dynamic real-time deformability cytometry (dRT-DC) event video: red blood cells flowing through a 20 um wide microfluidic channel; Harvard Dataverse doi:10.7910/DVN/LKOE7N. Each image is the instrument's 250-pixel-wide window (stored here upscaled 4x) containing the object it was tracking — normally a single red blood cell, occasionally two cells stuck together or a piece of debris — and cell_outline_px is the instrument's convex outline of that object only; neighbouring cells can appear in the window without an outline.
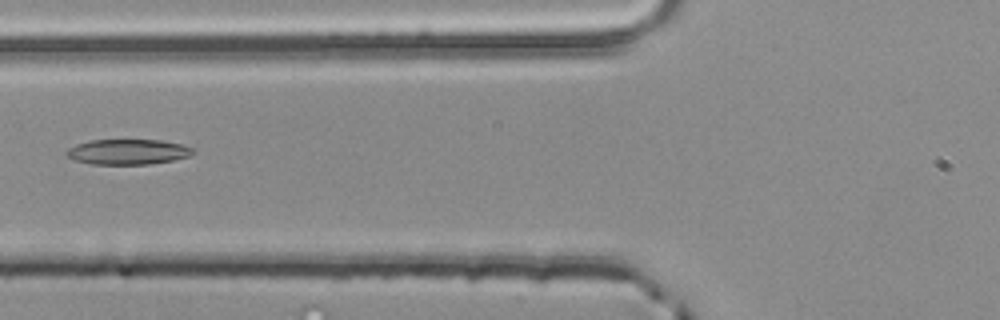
{"species": "common noctule bat (a hibernating species)", "species_latin": "Nyctalus noctula", "temperature_condition": "room temperature", "stored_images_in_passage": 5, "camera_frame_rate_fps": 3000, "um_per_image_px": 0.085, "animal": {"sex": "male", "body_mass_g": 20.4}, "frame": {"image": 1, "passage_image": 5, "time_ms": 1.333, "image_size_px": [1000, 320], "cell_outline_px": [[196, 152], [188, 156], [172, 160], [148, 164], [92, 164], [76, 160], [68, 156], [64, 152], [68, 148], [76, 144], [88, 140], [160, 140], [180, 144], [192, 148]], "centroid_in_image_um": [10.84, 12.9], "position_along_channel_um": 115.0, "area_um2": 18.5}}